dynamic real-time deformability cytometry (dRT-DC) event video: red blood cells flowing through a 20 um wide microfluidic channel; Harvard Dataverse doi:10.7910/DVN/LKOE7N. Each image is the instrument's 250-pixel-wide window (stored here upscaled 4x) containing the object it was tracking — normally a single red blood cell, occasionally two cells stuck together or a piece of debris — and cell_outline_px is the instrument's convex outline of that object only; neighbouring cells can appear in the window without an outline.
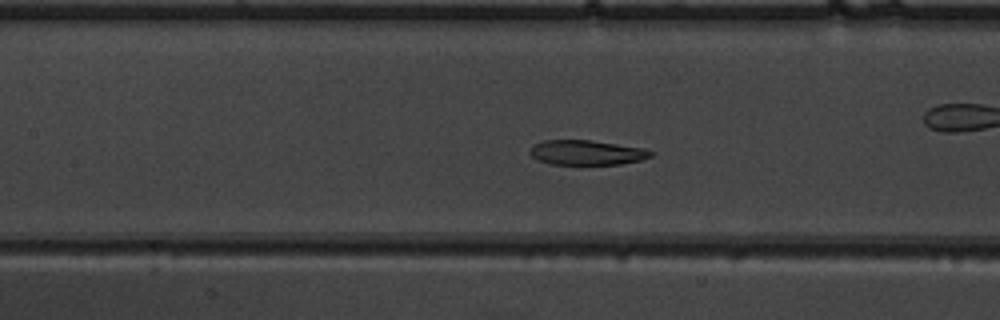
{"species": "common noctule bat (a hibernating species)", "species_latin": "Nyctalus noctula", "temperature_condition": "warm", "stored_images_in_passage": 54, "camera_frame_rate_fps": 3000, "um_per_image_px": 0.085, "animal": {"sex": "male", "body_mass_g": 19.5, "forearm_length_mm": 54.6}, "frame": {"image": 1, "passage_image": 25, "time_ms": 8.0, "image_size_px": [1000, 320], "cell_outline_px": [[656, 152], [652, 156], [640, 160], [620, 164], [552, 164], [540, 160], [532, 156], [528, 152], [532, 144], [544, 140], [588, 140], [644, 148]], "centroid_in_image_um": [49.87, 12.96], "position_along_channel_um": 157.5, "area_um2": 17.4}}
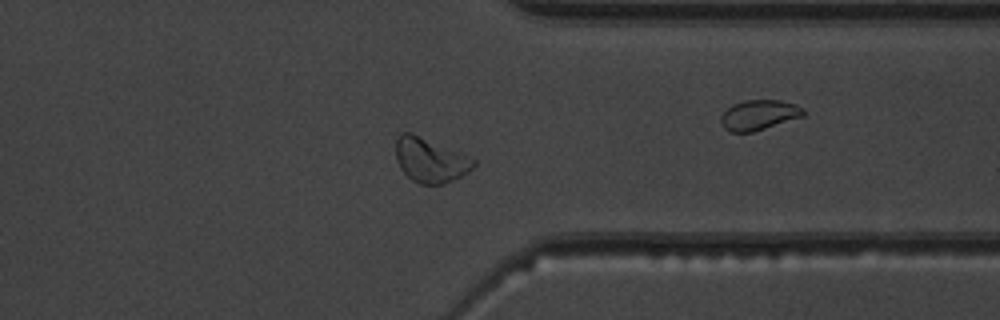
{"frame": {"image": 2, "passage_image": 42, "time_ms": 13.667, "image_size_px": [1000, 320], "cell_outline_px": [[476, 164], [468, 172], [444, 184], [420, 184], [412, 180], [400, 168], [396, 160], [396, 136], [400, 132], [412, 132], [472, 156], [476, 160]], "centroid_in_image_um": [36.58, 13.58], "position_along_channel_um": 374.8, "area_um2": 20.52}}
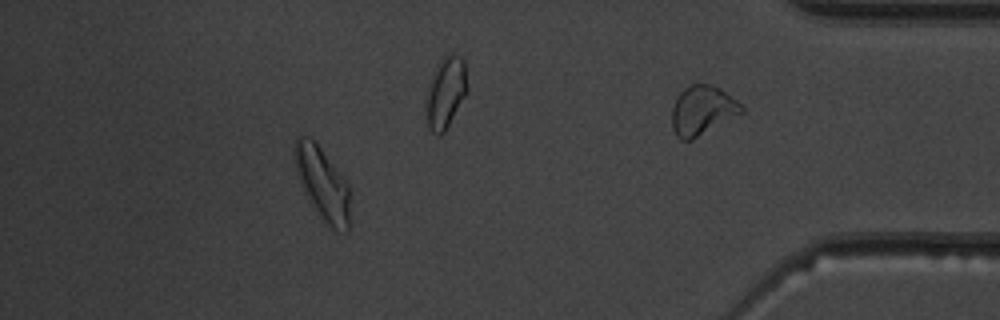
{"frame": {"image": 3, "passage_image": 48, "time_ms": 15.667, "image_size_px": [1000, 320], "cell_outline_px": [[352, 224], [348, 232], [344, 232], [332, 228], [316, 212], [308, 200], [300, 184], [296, 172], [292, 152], [296, 136], [308, 136], [320, 148], [348, 184]], "centroid_in_image_um": [27.41, 15.65], "position_along_channel_um": 407.8, "area_um2": 23.76}, "authors_computed_cell_mechanics": {"area_um2": 20.6924, "velocity_mm_per_s": 3.876, "shape_relaxation_time_tau1_ms": 6.4642, "shape_relaxation_time_tau2_ms": 3.0928, "deformation_change_tau1": 0.1657, "deformation_change_tau2": 0.0954}}